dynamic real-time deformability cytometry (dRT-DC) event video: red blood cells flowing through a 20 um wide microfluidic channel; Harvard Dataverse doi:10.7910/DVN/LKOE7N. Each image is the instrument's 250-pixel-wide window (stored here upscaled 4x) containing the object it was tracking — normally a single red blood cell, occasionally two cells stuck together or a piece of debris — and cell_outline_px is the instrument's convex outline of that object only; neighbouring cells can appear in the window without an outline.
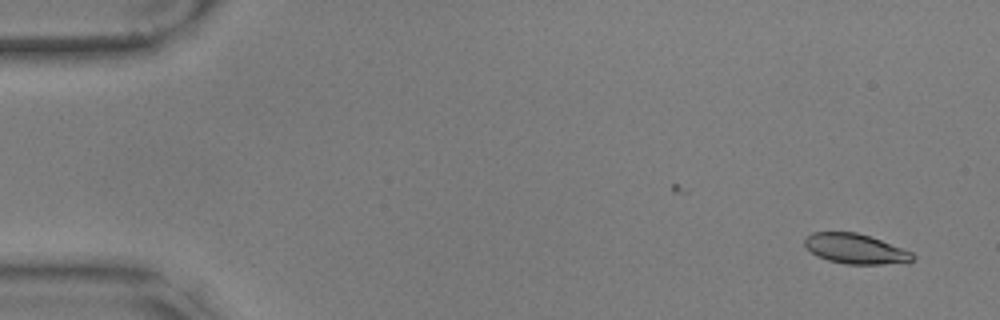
{"species": "common noctule bat (a hibernating species)", "species_latin": "Nyctalus noctula", "temperature_condition": "warm", "stored_images_in_passage": 12, "camera_frame_rate_fps": 3000, "um_per_image_px": 0.085, "animal": {"sex": "male", "body_mass_g": 17.9, "forearm_length_mm": 54.2}, "frame": {"image": 1, "passage_image": 3, "time_ms": 0.667, "image_size_px": [1000, 320], "cell_outline_px": [[916, 260], [884, 264], [844, 264], [828, 260], [816, 256], [804, 244], [804, 240], [812, 232], [856, 232], [880, 240], [912, 252], [916, 256]], "centroid_in_image_um": [72.7, 21.15], "position_along_channel_um": 12.3, "area_um2": 18.67}}